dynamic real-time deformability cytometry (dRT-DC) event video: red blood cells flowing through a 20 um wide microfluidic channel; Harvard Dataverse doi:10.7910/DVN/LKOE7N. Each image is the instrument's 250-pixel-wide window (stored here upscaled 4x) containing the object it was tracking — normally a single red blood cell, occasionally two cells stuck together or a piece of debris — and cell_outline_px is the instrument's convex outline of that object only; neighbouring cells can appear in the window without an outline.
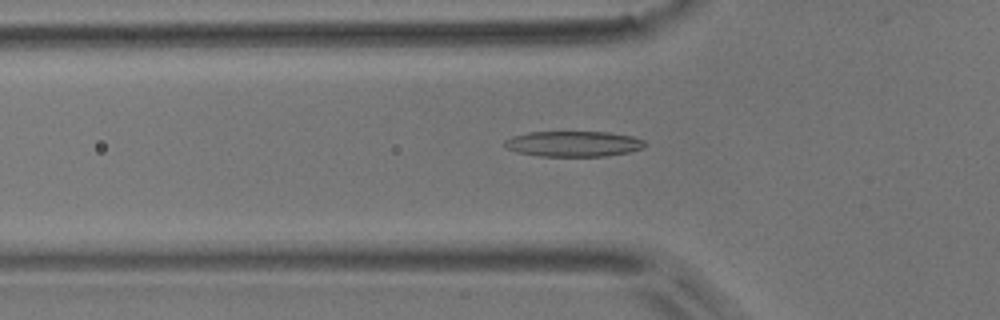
{"species": "common noctule bat (a hibernating species)", "species_latin": "Nyctalus noctula", "temperature_condition": "room temperature", "stored_images_in_passage": 54, "camera_frame_rate_fps": 3000, "um_per_image_px": 0.085, "animal": {"sex": "male", "body_mass_g": 17.9}, "frame": {"image": 1, "passage_image": 18, "time_ms": 5.667, "image_size_px": [1000, 320], "cell_outline_px": [[644, 148], [628, 152], [604, 156], [540, 156], [516, 152], [508, 148], [504, 144], [504, 140], [512, 136], [528, 132], [608, 132], [632, 136], [644, 140]], "centroid_in_image_um": [48.73, 12.22], "position_along_channel_um": 77.1, "area_um2": 20.81}}
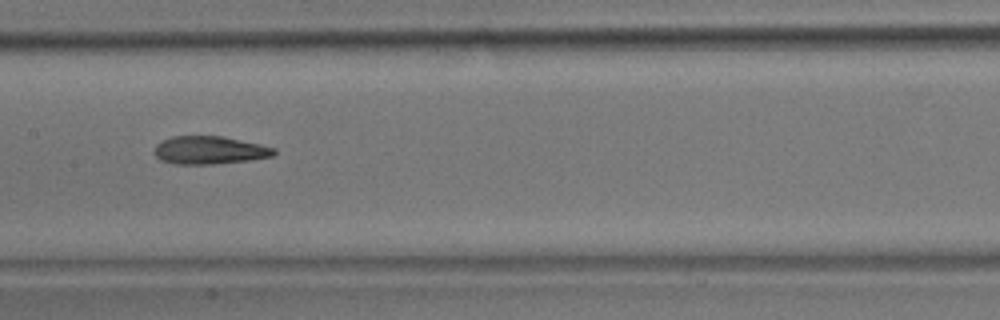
{"frame": {"image": 2, "passage_image": 27, "time_ms": 8.667, "image_size_px": [1000, 320], "cell_outline_px": [[276, 152], [272, 156], [248, 160], [212, 164], [176, 164], [160, 160], [152, 152], [156, 144], [172, 136], [224, 136], [260, 144], [276, 148]], "centroid_in_image_um": [17.79, 12.76], "position_along_channel_um": 189.6, "area_um2": 19.54}}
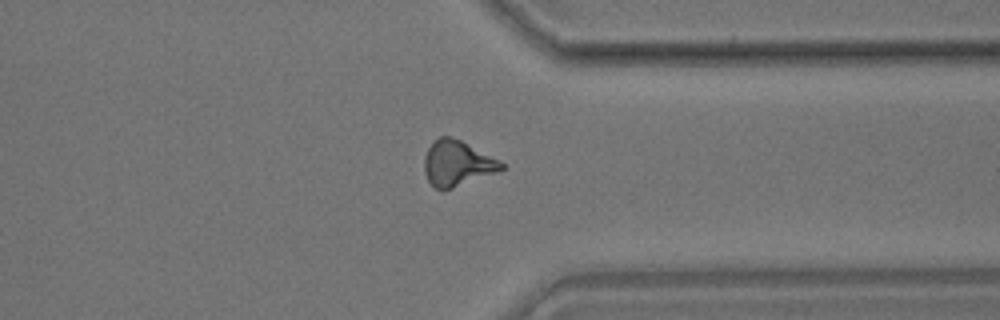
{"frame": {"image": 3, "passage_image": 42, "time_ms": 13.667, "image_size_px": [1000, 320], "cell_outline_px": [[504, 168], [452, 188], [436, 188], [428, 180], [424, 172], [424, 156], [428, 148], [440, 136], [448, 136], [460, 140], [504, 164]], "centroid_in_image_um": [38.79, 13.87], "position_along_channel_um": 372.6, "area_um2": 19.48}, "authors_computed_cell_mechanics": {"area_um2": 19.7965, "velocity_mm_per_s": 3.7104, "shape_relaxation_time_tau1_ms": null, "shape_relaxation_time_tau2_ms": 3.1982, "deformation_change_tau1": null, "deformation_change_tau2": 0.1319}}